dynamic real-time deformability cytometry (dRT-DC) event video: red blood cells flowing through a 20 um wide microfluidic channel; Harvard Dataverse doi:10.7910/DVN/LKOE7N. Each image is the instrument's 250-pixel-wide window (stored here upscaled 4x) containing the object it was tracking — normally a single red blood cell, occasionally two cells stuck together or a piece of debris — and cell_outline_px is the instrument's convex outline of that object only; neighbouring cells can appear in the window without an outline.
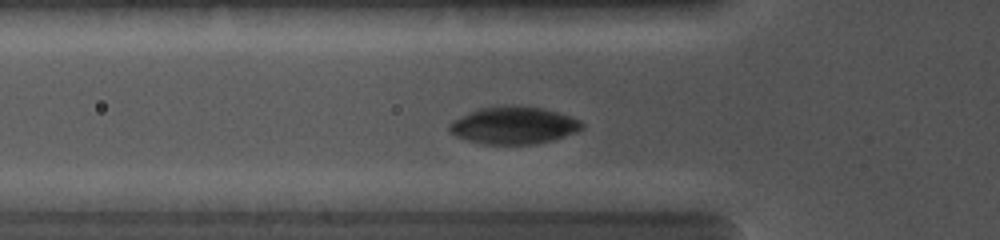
{"species": "common noctule bat (a hibernating species)", "species_latin": "Nyctalus noctula", "temperature_condition": "cold", "stored_images_in_passage": 39, "camera_frame_rate_fps": 5000, "um_per_image_px": 0.085, "animal": {"sex": "female", "body_mass_g": 19.0, "forearm_length_mm": 56.7}, "frame": {"image": 1, "passage_image": 17, "time_ms": 3.8, "image_size_px": [1000, 240], "cell_outline_px": [[584, 128], [576, 132], [552, 140], [532, 144], [484, 144], [468, 140], [456, 136], [448, 128], [448, 124], [452, 120], [480, 108], [544, 108], [572, 116], [580, 120], [584, 124]], "centroid_in_image_um": [43.7, 10.69], "position_along_channel_um": 82.1, "area_um2": 28.03}}
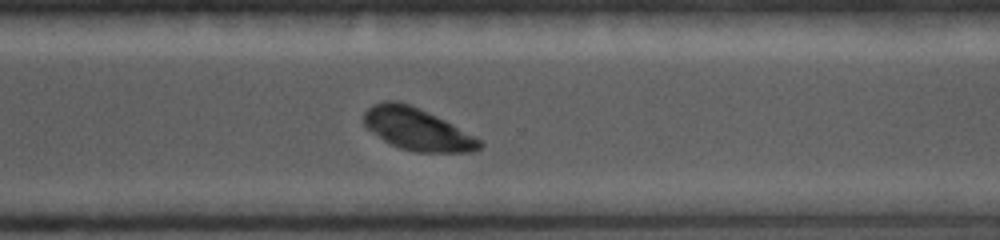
{"frame": {"image": 2, "passage_image": 36, "time_ms": 9.4, "image_size_px": [1000, 240], "cell_outline_px": [[484, 144], [480, 148], [472, 152], [416, 152], [400, 148], [384, 140], [372, 132], [364, 124], [364, 112], [372, 104], [384, 100], [396, 100], [408, 104], [428, 112], [484, 140]], "centroid_in_image_um": [35.49, 10.98], "position_along_channel_um": 335.1, "area_um2": 28.38}}
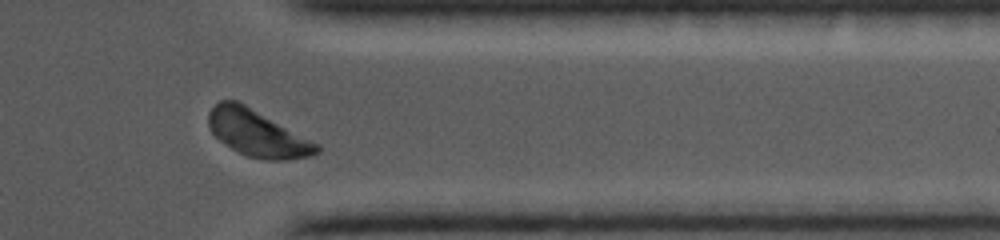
{"frame": {"image": 3, "passage_image": 38, "time_ms": 10.6, "image_size_px": [1000, 240], "cell_outline_px": [[320, 152], [312, 156], [288, 160], [264, 160], [248, 156], [232, 148], [220, 140], [208, 128], [208, 112], [220, 100], [236, 100], [244, 104], [320, 144]], "centroid_in_image_um": [21.9, 11.34], "position_along_channel_um": 389.5, "area_um2": 29.25}}